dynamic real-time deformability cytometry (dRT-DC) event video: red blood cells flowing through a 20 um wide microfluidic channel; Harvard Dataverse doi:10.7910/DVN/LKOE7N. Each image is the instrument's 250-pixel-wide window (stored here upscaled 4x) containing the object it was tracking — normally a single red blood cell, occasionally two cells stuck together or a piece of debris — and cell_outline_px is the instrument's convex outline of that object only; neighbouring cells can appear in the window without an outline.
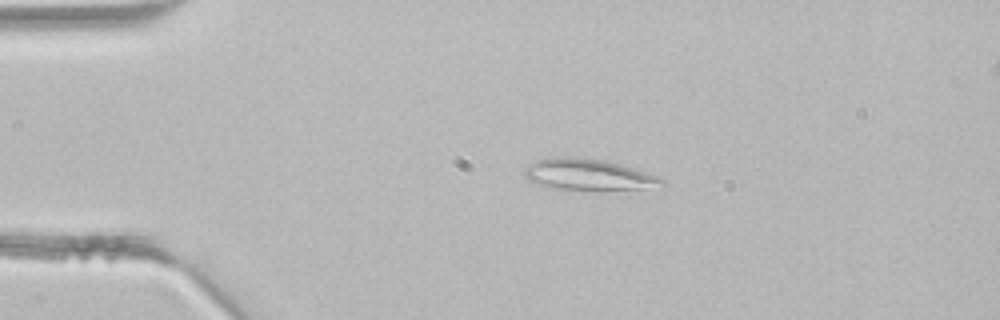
{"species": "common noctule bat (a hibernating species)", "species_latin": "Nyctalus noctula", "temperature_condition": "room temperature", "stored_images_in_passage": 4, "segment_of_instrument_passage": [1, 2], "camera_frame_rate_fps": 3000, "um_per_image_px": 0.085, "animal": {"sex": "male", "body_mass_g": 21.5, "forearm_length_mm": 52.0}, "frame": {"image": 1, "passage_image": 2, "time_ms": 0.333, "image_size_px": [1000, 320], "cell_outline_px": [[664, 184], [644, 188], [560, 188], [540, 184], [528, 180], [524, 172], [528, 164], [536, 160], [568, 156], [572, 156], [604, 160], [620, 164], [660, 176], [664, 180]], "centroid_in_image_um": [50.01, 14.8], "position_along_channel_um": 35.0, "area_um2": 23.93}}